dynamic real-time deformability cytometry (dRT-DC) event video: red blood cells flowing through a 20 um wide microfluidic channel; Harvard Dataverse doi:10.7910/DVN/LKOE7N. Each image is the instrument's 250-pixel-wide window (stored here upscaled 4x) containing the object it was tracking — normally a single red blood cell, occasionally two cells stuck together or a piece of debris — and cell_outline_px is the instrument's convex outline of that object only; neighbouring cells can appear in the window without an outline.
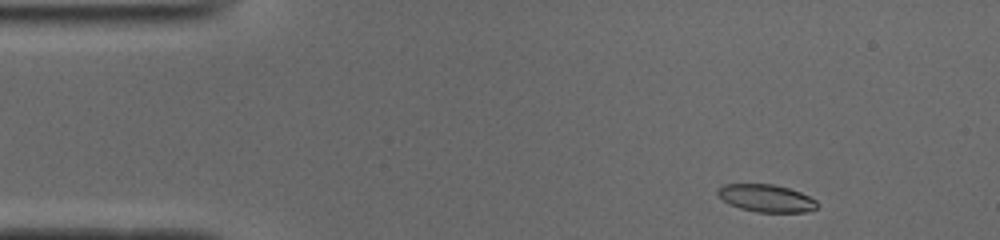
{"species": "common noctule bat (a hibernating species)", "species_latin": "Nyctalus noctula", "temperature_condition": "cold", "stored_images_in_passage": 47, "camera_frame_rate_fps": 3000, "um_per_image_px": 0.085, "animal": {"sex": "male", "body_mass_g": 19.0, "forearm_length_mm": 50.8}, "frame": {"image": 1, "passage_image": 2, "time_ms": 0.333, "image_size_px": [1000, 240], "cell_outline_px": [[816, 208], [804, 212], [756, 212], [740, 208], [728, 204], [716, 192], [724, 184], [772, 184], [788, 188], [800, 192], [816, 200]], "centroid_in_image_um": [65.11, 16.85], "position_along_channel_um": 19.9, "area_um2": 15.72}}
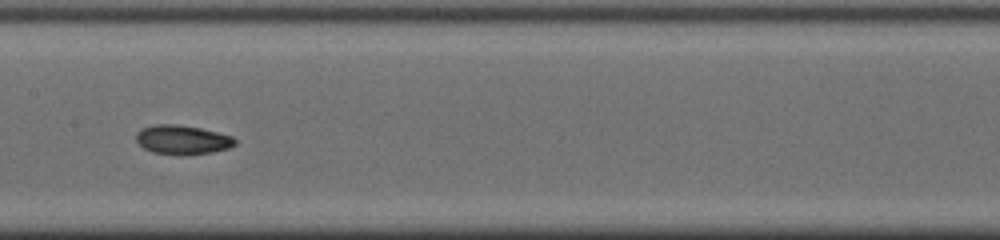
{"frame": {"image": 2, "passage_image": 21, "time_ms": 6.667, "image_size_px": [1000, 240], "cell_outline_px": [[236, 144], [228, 148], [212, 152], [180, 156], [152, 152], [144, 148], [136, 140], [136, 132], [144, 128], [156, 124], [176, 124], [200, 128], [232, 136], [236, 140]], "centroid_in_image_um": [15.5, 11.89], "position_along_channel_um": 191.9, "area_um2": 16.82}}
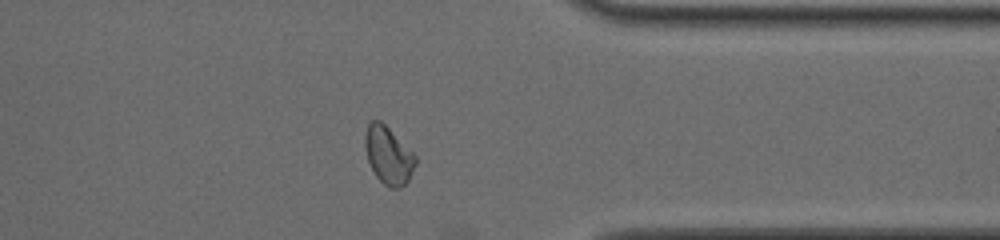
{"frame": {"image": 3, "passage_image": 36, "time_ms": 11.667, "image_size_px": [1000, 240], "cell_outline_px": [[416, 164], [408, 180], [400, 188], [388, 188], [376, 176], [368, 160], [364, 148], [364, 136], [368, 124], [372, 120], [380, 120], [416, 156]], "centroid_in_image_um": [32.99, 13.21], "position_along_channel_um": 378.4, "area_um2": 16.7}, "authors_computed_cell_mechanics": {"area_um2": 16.5308, "velocity_mm_per_s": 3.9179, "shape_relaxation_time_tau1_ms": 4.7546, "shape_relaxation_time_tau2_ms": 2.2301, "deformation_change_tau1": 0.1621, "deformation_change_tau2": 0.0625}}